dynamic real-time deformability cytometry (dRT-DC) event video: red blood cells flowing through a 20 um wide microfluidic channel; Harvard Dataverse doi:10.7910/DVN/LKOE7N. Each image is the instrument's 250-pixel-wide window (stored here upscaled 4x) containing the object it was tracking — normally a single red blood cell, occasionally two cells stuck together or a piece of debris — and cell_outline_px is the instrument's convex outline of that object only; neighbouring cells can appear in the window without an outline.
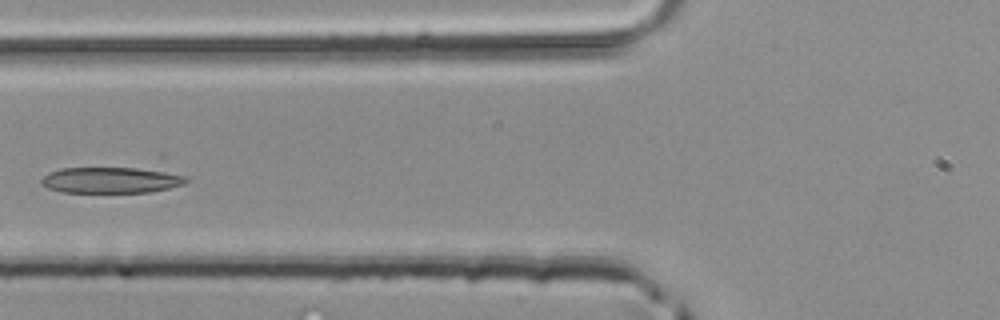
{"species": "common noctule bat (a hibernating species)", "species_latin": "Nyctalus noctula", "temperature_condition": "room temperature", "stored_images_in_passage": 4, "camera_frame_rate_fps": 3000, "um_per_image_px": 0.085, "animal": {"sex": "male", "body_mass_g": 20.4}, "frame": {"image": 1, "passage_image": 4, "time_ms": 1.0, "image_size_px": [1000, 320], "cell_outline_px": [[188, 180], [184, 184], [152, 192], [60, 192], [48, 188], [40, 184], [40, 180], [48, 172], [60, 168], [156, 168], [184, 176]], "centroid_in_image_um": [9.43, 15.3], "position_along_channel_um": 116.4, "area_um2": 22.2}}